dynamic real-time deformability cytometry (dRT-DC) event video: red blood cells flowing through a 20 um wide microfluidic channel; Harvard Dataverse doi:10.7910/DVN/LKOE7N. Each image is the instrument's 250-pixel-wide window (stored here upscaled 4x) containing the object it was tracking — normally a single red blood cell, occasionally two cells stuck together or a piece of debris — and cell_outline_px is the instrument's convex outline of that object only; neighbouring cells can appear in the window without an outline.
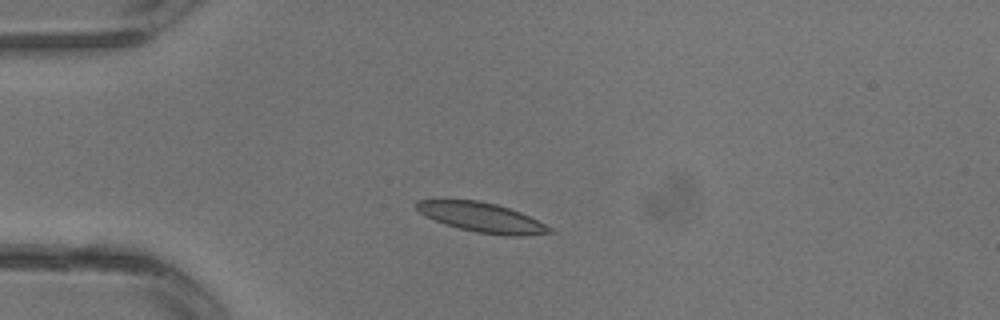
{"species": "common noctule bat (a hibernating species)", "species_latin": "Nyctalus noctula", "temperature_condition": "warm", "stored_images_in_passage": 2, "camera_frame_rate_fps": 3000, "um_per_image_px": 0.085, "animal": {"sex": "male", "body_mass_g": 13.3}, "frame": {"image": 1, "passage_image": 2, "time_ms": 0.333, "image_size_px": [1000, 320], "cell_outline_px": [[556, 232], [520, 236], [508, 236], [476, 232], [444, 224], [420, 212], [416, 208], [416, 200], [480, 200], [496, 204], [520, 212], [552, 228]], "centroid_in_image_um": [40.98, 18.48], "position_along_channel_um": 44.0, "area_um2": 22.6}}